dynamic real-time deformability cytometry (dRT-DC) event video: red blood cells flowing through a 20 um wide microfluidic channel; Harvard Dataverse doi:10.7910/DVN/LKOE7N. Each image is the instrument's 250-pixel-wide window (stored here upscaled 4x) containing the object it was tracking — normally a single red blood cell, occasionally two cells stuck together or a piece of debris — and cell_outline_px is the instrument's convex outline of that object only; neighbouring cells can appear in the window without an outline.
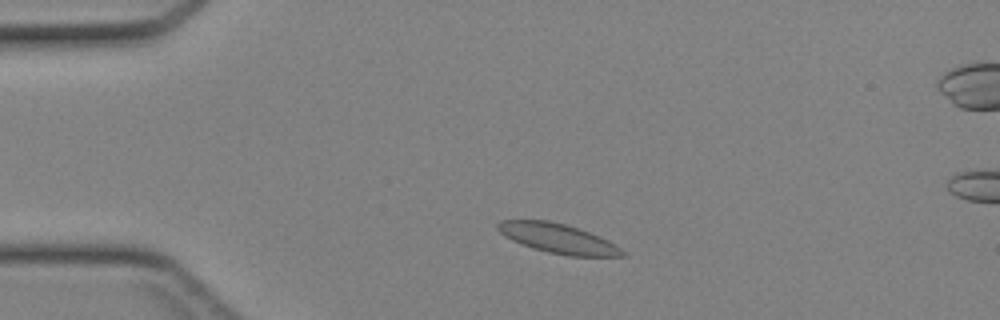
{"species": "Egyptian fruit bat (a non-hibernating species)", "species_latin": "Rousettus aegyptiacus", "temperature_condition": "cold", "stored_images_in_passage": 40, "camera_frame_rate_fps": 3000, "um_per_image_px": 0.085, "animal": {"sex": "female"}, "frame": {"image": 1, "passage_image": 6, "time_ms": 1.667, "image_size_px": [1000, 320], "cell_outline_px": [[628, 256], [568, 256], [548, 252], [532, 248], [512, 240], [504, 236], [496, 228], [496, 224], [500, 220], [548, 220], [564, 224], [588, 232], [608, 240], [616, 244]], "centroid_in_image_um": [47.4, 20.27], "position_along_channel_um": 37.6, "area_um2": 21.33}}
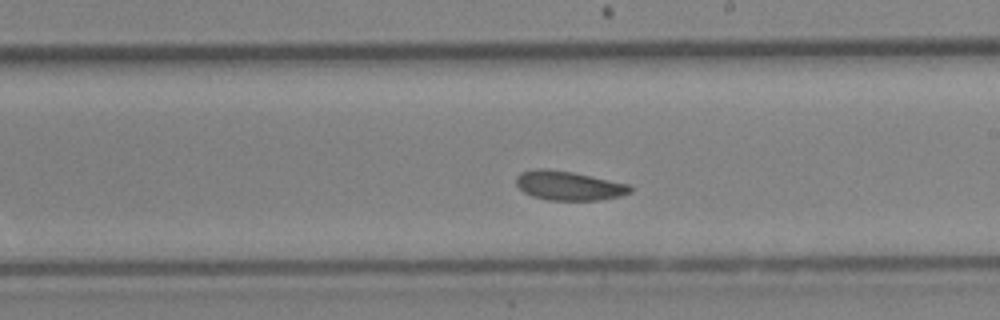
{"frame": {"image": 2, "passage_image": 22, "time_ms": 7.0, "image_size_px": [1000, 320], "cell_outline_px": [[632, 192], [620, 196], [600, 200], [548, 200], [532, 196], [524, 192], [516, 184], [516, 176], [520, 172], [536, 168], [544, 168], [572, 172], [592, 176], [628, 184], [632, 188]], "centroid_in_image_um": [48.32, 15.78], "position_along_channel_um": 240.7, "area_um2": 19.42}}
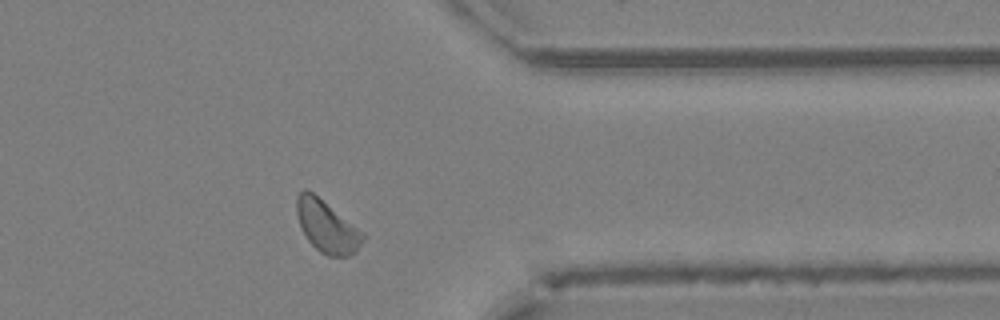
{"frame": {"image": 3, "passage_image": 32, "time_ms": 10.333, "image_size_px": [1000, 320], "cell_outline_px": [[368, 236], [356, 252], [348, 256], [328, 256], [320, 252], [308, 240], [300, 224], [296, 212], [296, 200], [300, 192], [304, 188], [308, 188], [364, 232]], "centroid_in_image_um": [27.82, 19.24], "position_along_channel_um": 383.6, "area_um2": 20.23}}